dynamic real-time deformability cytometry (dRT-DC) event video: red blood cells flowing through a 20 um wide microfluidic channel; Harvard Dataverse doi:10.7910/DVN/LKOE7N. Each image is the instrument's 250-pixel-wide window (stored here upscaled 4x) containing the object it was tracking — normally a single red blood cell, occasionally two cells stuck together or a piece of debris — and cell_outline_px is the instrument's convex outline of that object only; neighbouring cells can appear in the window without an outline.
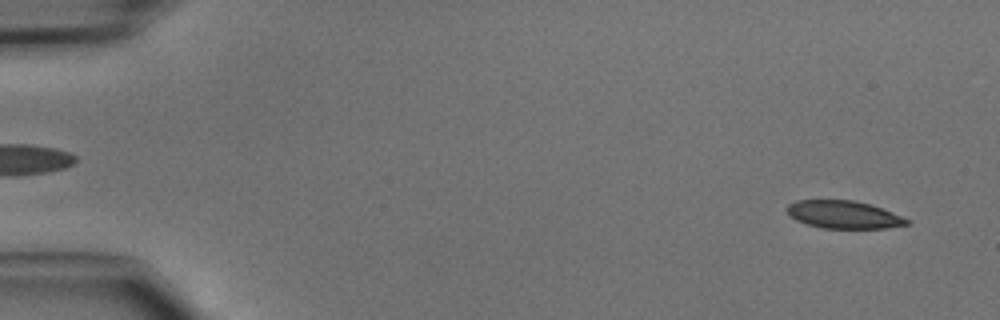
{"species": "common noctule bat (a hibernating species)", "species_latin": "Nyctalus noctula", "temperature_condition": "cold", "stored_images_in_passage": 19, "camera_frame_rate_fps": 3000, "um_per_image_px": 0.085, "animal": {"sex": "male", "body_mass_g": 15.6}, "frame": {"image": 1, "passage_image": 2, "time_ms": 0.333, "image_size_px": [1000, 320], "cell_outline_px": [[908, 224], [884, 228], [824, 228], [808, 224], [796, 220], [784, 208], [788, 204], [796, 200], [852, 200], [868, 204], [892, 212], [908, 220]], "centroid_in_image_um": [71.66, 18.23], "position_along_channel_um": 13.3, "area_um2": 19.02}}
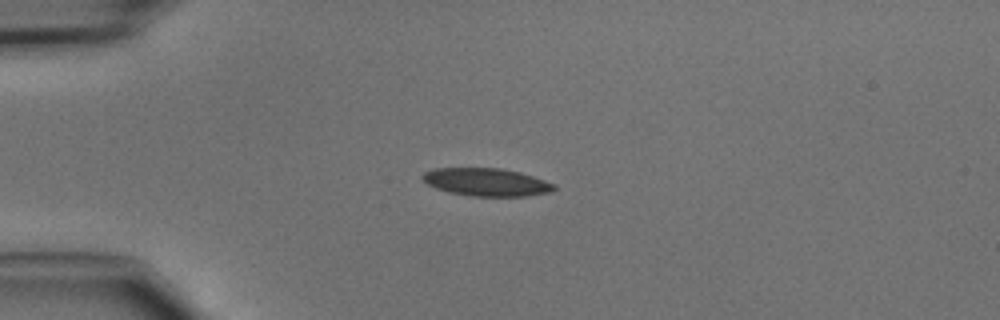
{"frame": {"image": 2, "passage_image": 11, "time_ms": 3.333, "image_size_px": [1000, 320], "cell_outline_px": [[556, 188], [548, 192], [528, 196], [472, 196], [448, 192], [436, 188], [428, 184], [420, 176], [424, 172], [436, 168], [500, 168], [520, 172], [556, 184]], "centroid_in_image_um": [41.34, 15.48], "position_along_channel_um": 43.7, "area_um2": 21.27}}
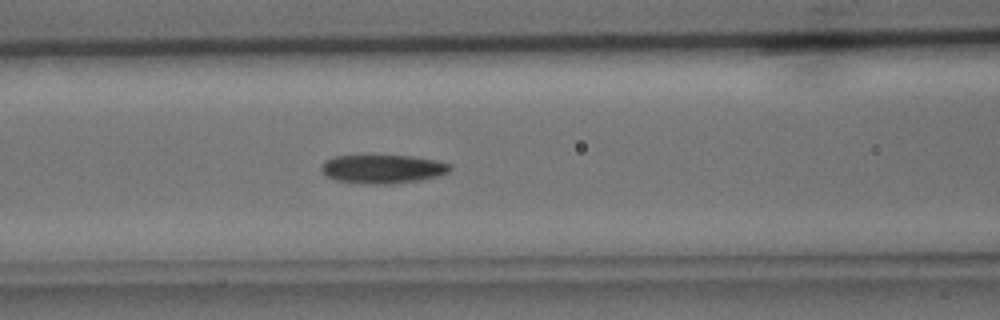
{"frame": {"image": 3, "passage_image": 19, "time_ms": 6.0, "image_size_px": [1000, 320], "cell_outline_px": [[452, 168], [448, 172], [440, 176], [420, 180], [392, 184], [364, 184], [336, 180], [328, 176], [320, 168], [328, 160], [336, 156], [412, 156], [436, 160], [452, 164]], "centroid_in_image_um": [32.61, 14.37], "position_along_channel_um": 134.0, "area_um2": 21.39}}